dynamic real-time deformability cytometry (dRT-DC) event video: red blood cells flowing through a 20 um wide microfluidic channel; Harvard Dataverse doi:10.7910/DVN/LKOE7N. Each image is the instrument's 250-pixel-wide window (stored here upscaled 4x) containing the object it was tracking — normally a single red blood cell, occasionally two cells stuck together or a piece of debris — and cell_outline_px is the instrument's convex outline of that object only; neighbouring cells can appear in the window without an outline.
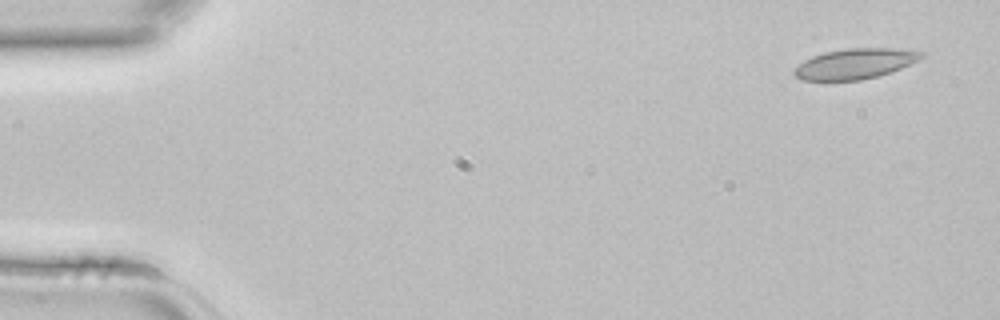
{"species": "common noctule bat (a hibernating species)", "species_latin": "Nyctalus noctula", "temperature_condition": "room temperature", "stored_images_in_passage": 3, "camera_frame_rate_fps": 3000, "um_per_image_px": 0.085, "animal": {"sex": "female", "body_mass_g": 22.7, "forearm_length_mm": 54.2}, "frame": {"image": 1, "passage_image": 1, "time_ms": 0.0, "image_size_px": [1000, 320], "cell_outline_px": [[924, 56], [900, 68], [876, 76], [860, 80], [800, 80], [792, 72], [792, 68], [804, 60], [812, 56], [824, 52], [848, 48], [908, 48], [924, 52]], "centroid_in_image_um": [72.64, 5.4], "position_along_channel_um": 12.4, "area_um2": 22.48}}
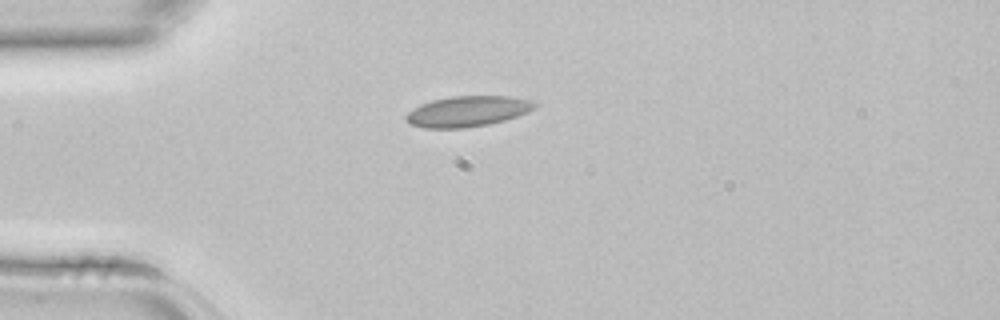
{"frame": {"image": 2, "passage_image": 3, "time_ms": 0.667, "image_size_px": [1000, 320], "cell_outline_px": [[536, 108], [528, 112], [504, 120], [488, 124], [464, 128], [424, 128], [408, 124], [404, 120], [404, 116], [408, 112], [420, 104], [432, 100], [452, 96], [512, 96], [532, 100], [536, 104]], "centroid_in_image_um": [39.72, 9.46], "position_along_channel_um": 45.3, "area_um2": 23.12}}